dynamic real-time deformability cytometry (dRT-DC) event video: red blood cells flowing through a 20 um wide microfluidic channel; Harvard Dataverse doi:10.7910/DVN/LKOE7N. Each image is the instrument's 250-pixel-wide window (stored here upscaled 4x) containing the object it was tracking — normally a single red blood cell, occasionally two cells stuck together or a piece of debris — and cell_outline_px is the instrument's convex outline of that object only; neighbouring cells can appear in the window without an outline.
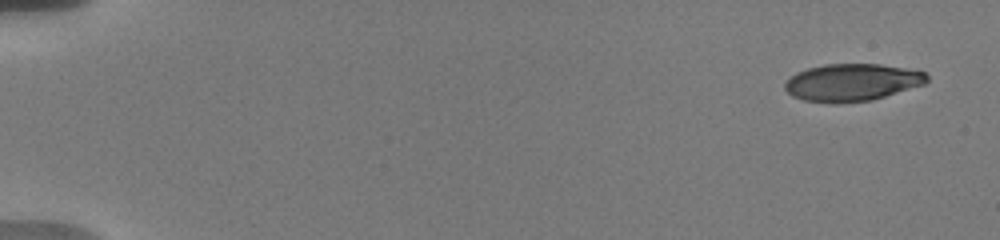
{"species": "human", "species_latin": "Homo sapiens", "temperature_condition": "warm", "stored_images_in_passage": 14, "camera_frame_rate_fps": 3000, "um_per_image_px": 0.085, "donor": {"sex": "male"}, "frame": {"image": 1, "passage_image": 1, "time_ms": 0.0, "image_size_px": [1000, 240], "cell_outline_px": [[928, 80], [924, 84], [872, 100], [836, 104], [832, 104], [804, 100], [792, 96], [784, 88], [784, 84], [796, 72], [808, 68], [824, 64], [880, 64], [904, 68], [924, 72], [928, 76]], "centroid_in_image_um": [72.39, 7.01], "position_along_channel_um": 12.6, "area_um2": 30.87}}
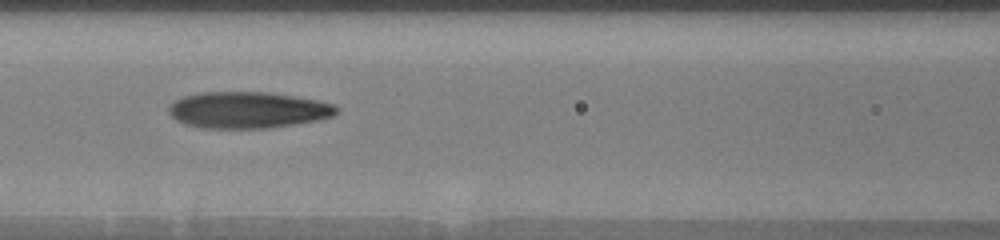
{"frame": {"image": 2, "passage_image": 11, "time_ms": 8.0, "image_size_px": [1000, 240], "cell_outline_px": [[340, 108], [332, 116], [320, 120], [296, 124], [268, 128], [204, 128], [184, 124], [176, 120], [168, 112], [168, 108], [176, 100], [184, 96], [200, 92], [268, 92], [316, 100], [332, 104]], "centroid_in_image_um": [21.06, 9.35], "position_along_channel_um": 145.5, "area_um2": 35.55}}
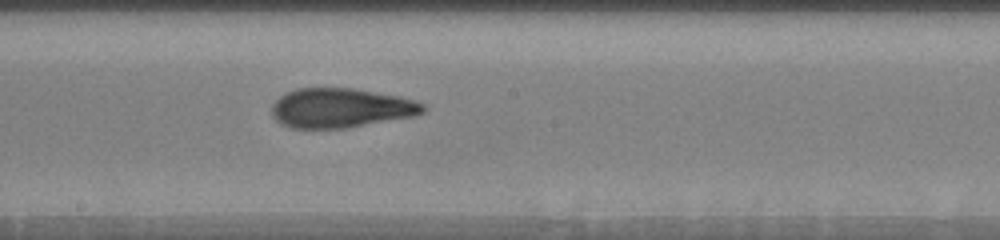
{"frame": {"image": 3, "passage_image": 14, "time_ms": 10.0, "image_size_px": [1000, 240], "cell_outline_px": [[428, 108], [424, 112], [416, 116], [344, 128], [292, 128], [280, 124], [272, 116], [272, 104], [284, 92], [296, 88], [352, 88], [400, 96], [416, 100], [424, 104]], "centroid_in_image_um": [28.98, 9.17], "position_along_channel_um": 219.2, "area_um2": 35.08}}